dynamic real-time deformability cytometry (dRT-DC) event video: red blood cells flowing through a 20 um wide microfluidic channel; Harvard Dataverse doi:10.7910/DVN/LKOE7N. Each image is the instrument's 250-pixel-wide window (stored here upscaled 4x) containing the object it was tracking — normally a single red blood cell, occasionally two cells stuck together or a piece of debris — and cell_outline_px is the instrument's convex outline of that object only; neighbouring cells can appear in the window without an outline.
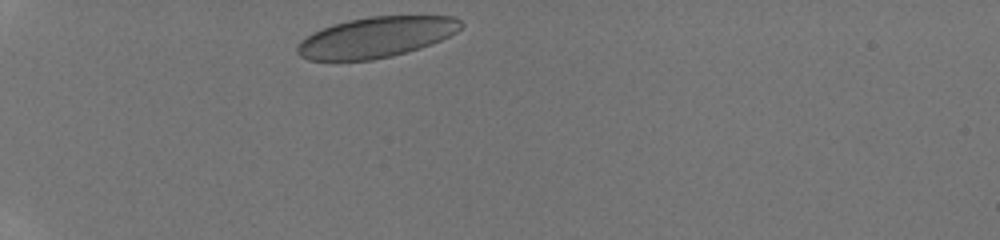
{"species": "human", "species_latin": "Homo sapiens", "temperature_condition": "room temperature", "stored_images_in_passage": 28, "camera_frame_rate_fps": 3000, "um_per_image_px": 0.085, "donor": {"sex": "male"}, "frame": {"image": 1, "passage_image": 1, "time_ms": 0.0, "image_size_px": [1000, 240], "cell_outline_px": [[464, 24], [456, 32], [432, 44], [420, 48], [392, 56], [372, 60], [308, 60], [300, 56], [296, 52], [296, 48], [300, 40], [312, 32], [348, 20], [372, 16], [452, 16], [460, 20]], "centroid_in_image_um": [31.95, 3.17], "position_along_channel_um": 53.0, "area_um2": 38.55}}
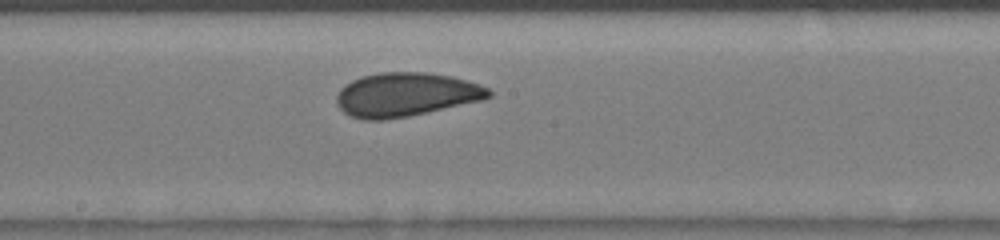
{"frame": {"image": 2, "passage_image": 14, "time_ms": 4.333, "image_size_px": [1000, 240], "cell_outline_px": [[492, 96], [484, 100], [408, 116], [384, 120], [364, 120], [352, 116], [344, 112], [336, 104], [336, 96], [340, 88], [344, 84], [360, 76], [380, 72], [428, 72], [452, 76], [480, 84], [488, 88], [492, 92]], "centroid_in_image_um": [34.49, 8.03], "position_along_channel_um": 213.7, "area_um2": 39.19}}
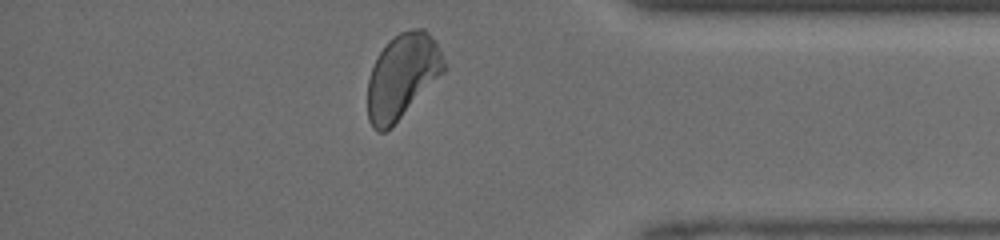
{"frame": {"image": 3, "passage_image": 27, "time_ms": 8.667, "image_size_px": [1000, 240], "cell_outline_px": [[444, 72], [392, 128], [384, 132], [380, 132], [372, 128], [368, 120], [368, 80], [376, 56], [388, 40], [392, 36], [400, 32], [412, 28], [424, 28], [436, 40], [444, 60]], "centroid_in_image_um": [34.18, 6.47], "position_along_channel_um": 401.0, "area_um2": 37.97}}